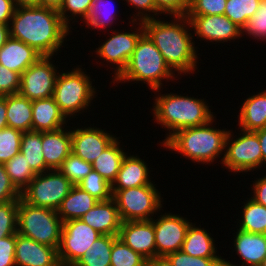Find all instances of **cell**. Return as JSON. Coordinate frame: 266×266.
Wrapping results in <instances>:
<instances>
[{
  "mask_svg": "<svg viewBox=\"0 0 266 266\" xmlns=\"http://www.w3.org/2000/svg\"><path fill=\"white\" fill-rule=\"evenodd\" d=\"M9 31L11 38L24 42L42 56H57L72 32L57 10L40 6L16 7Z\"/></svg>",
  "mask_w": 266,
  "mask_h": 266,
  "instance_id": "obj_1",
  "label": "cell"
},
{
  "mask_svg": "<svg viewBox=\"0 0 266 266\" xmlns=\"http://www.w3.org/2000/svg\"><path fill=\"white\" fill-rule=\"evenodd\" d=\"M173 18V19H172ZM160 17L143 21L144 32L178 77L193 74L198 68V48L186 15H173L170 22ZM191 31V32H190Z\"/></svg>",
  "mask_w": 266,
  "mask_h": 266,
  "instance_id": "obj_2",
  "label": "cell"
},
{
  "mask_svg": "<svg viewBox=\"0 0 266 266\" xmlns=\"http://www.w3.org/2000/svg\"><path fill=\"white\" fill-rule=\"evenodd\" d=\"M161 88L153 90L154 104L152 105L153 120L167 132L166 137L159 144H163L171 135L180 129L202 126L216 118L209 109L211 106L206 99H200L178 93L161 94Z\"/></svg>",
  "mask_w": 266,
  "mask_h": 266,
  "instance_id": "obj_3",
  "label": "cell"
},
{
  "mask_svg": "<svg viewBox=\"0 0 266 266\" xmlns=\"http://www.w3.org/2000/svg\"><path fill=\"white\" fill-rule=\"evenodd\" d=\"M214 122L215 118L202 126L180 129L160 146L169 149L171 153L178 152L186 160L188 158L196 164L210 165L218 160V157L221 158L222 164L229 130L216 128Z\"/></svg>",
  "mask_w": 266,
  "mask_h": 266,
  "instance_id": "obj_4",
  "label": "cell"
},
{
  "mask_svg": "<svg viewBox=\"0 0 266 266\" xmlns=\"http://www.w3.org/2000/svg\"><path fill=\"white\" fill-rule=\"evenodd\" d=\"M177 76L166 64L153 41L144 32L137 41L127 67L115 81L110 83L113 82V85L115 83H128L129 81L134 82V84L146 83L150 87L148 89L153 91L162 89L164 79H166V83L169 80H176Z\"/></svg>",
  "mask_w": 266,
  "mask_h": 266,
  "instance_id": "obj_5",
  "label": "cell"
},
{
  "mask_svg": "<svg viewBox=\"0 0 266 266\" xmlns=\"http://www.w3.org/2000/svg\"><path fill=\"white\" fill-rule=\"evenodd\" d=\"M80 66H74L65 72L61 70L55 83L54 100L68 120L74 116L76 118L84 113V110L89 109L99 91L95 89V85H92L90 74L88 76Z\"/></svg>",
  "mask_w": 266,
  "mask_h": 266,
  "instance_id": "obj_6",
  "label": "cell"
},
{
  "mask_svg": "<svg viewBox=\"0 0 266 266\" xmlns=\"http://www.w3.org/2000/svg\"><path fill=\"white\" fill-rule=\"evenodd\" d=\"M63 221L57 210L42 208L25 202L18 203L17 233L38 243L52 246L58 250Z\"/></svg>",
  "mask_w": 266,
  "mask_h": 266,
  "instance_id": "obj_7",
  "label": "cell"
},
{
  "mask_svg": "<svg viewBox=\"0 0 266 266\" xmlns=\"http://www.w3.org/2000/svg\"><path fill=\"white\" fill-rule=\"evenodd\" d=\"M156 187L152 182L146 186L112 190L122 222L152 220L156 217L154 214L163 210L164 200Z\"/></svg>",
  "mask_w": 266,
  "mask_h": 266,
  "instance_id": "obj_8",
  "label": "cell"
},
{
  "mask_svg": "<svg viewBox=\"0 0 266 266\" xmlns=\"http://www.w3.org/2000/svg\"><path fill=\"white\" fill-rule=\"evenodd\" d=\"M239 134L234 136L232 129H229L225 141V154L222 161V168H228L229 172L248 173L263 168V154L260 141L255 131L240 129ZM234 136V137H233Z\"/></svg>",
  "mask_w": 266,
  "mask_h": 266,
  "instance_id": "obj_9",
  "label": "cell"
},
{
  "mask_svg": "<svg viewBox=\"0 0 266 266\" xmlns=\"http://www.w3.org/2000/svg\"><path fill=\"white\" fill-rule=\"evenodd\" d=\"M129 23L130 25L132 24L131 26L134 30L131 27V30H128L127 32L126 30H115L113 27L111 35L109 34L108 36L110 38H106L107 40L102 42L95 51L98 58L107 62L104 65L108 67L109 64V68L111 67L110 65L114 67L112 68L114 69V75L112 74L113 81H115L127 67V64L135 50L137 41L144 33V26L142 22L129 21ZM137 25L139 26L136 28Z\"/></svg>",
  "mask_w": 266,
  "mask_h": 266,
  "instance_id": "obj_10",
  "label": "cell"
},
{
  "mask_svg": "<svg viewBox=\"0 0 266 266\" xmlns=\"http://www.w3.org/2000/svg\"><path fill=\"white\" fill-rule=\"evenodd\" d=\"M74 185L57 169L36 174L21 192V198L34 206L57 210Z\"/></svg>",
  "mask_w": 266,
  "mask_h": 266,
  "instance_id": "obj_11",
  "label": "cell"
},
{
  "mask_svg": "<svg viewBox=\"0 0 266 266\" xmlns=\"http://www.w3.org/2000/svg\"><path fill=\"white\" fill-rule=\"evenodd\" d=\"M41 56L34 64L28 67L20 79L19 94L30 101L53 96L55 83L59 74L58 65L52 58ZM52 60V61H51Z\"/></svg>",
  "mask_w": 266,
  "mask_h": 266,
  "instance_id": "obj_12",
  "label": "cell"
},
{
  "mask_svg": "<svg viewBox=\"0 0 266 266\" xmlns=\"http://www.w3.org/2000/svg\"><path fill=\"white\" fill-rule=\"evenodd\" d=\"M100 236L101 234L80 219L63 222L58 248L60 265L73 266Z\"/></svg>",
  "mask_w": 266,
  "mask_h": 266,
  "instance_id": "obj_13",
  "label": "cell"
},
{
  "mask_svg": "<svg viewBox=\"0 0 266 266\" xmlns=\"http://www.w3.org/2000/svg\"><path fill=\"white\" fill-rule=\"evenodd\" d=\"M155 229L156 257L181 250L188 227L192 222L180 214L163 213L151 220Z\"/></svg>",
  "mask_w": 266,
  "mask_h": 266,
  "instance_id": "obj_14",
  "label": "cell"
},
{
  "mask_svg": "<svg viewBox=\"0 0 266 266\" xmlns=\"http://www.w3.org/2000/svg\"><path fill=\"white\" fill-rule=\"evenodd\" d=\"M197 39L212 44L238 40L242 29L225 15H186ZM238 38V39H236ZM216 42V43H214Z\"/></svg>",
  "mask_w": 266,
  "mask_h": 266,
  "instance_id": "obj_15",
  "label": "cell"
},
{
  "mask_svg": "<svg viewBox=\"0 0 266 266\" xmlns=\"http://www.w3.org/2000/svg\"><path fill=\"white\" fill-rule=\"evenodd\" d=\"M72 153L86 162L92 163L117 138L105 129L93 125L71 127ZM105 130V131H104Z\"/></svg>",
  "mask_w": 266,
  "mask_h": 266,
  "instance_id": "obj_16",
  "label": "cell"
},
{
  "mask_svg": "<svg viewBox=\"0 0 266 266\" xmlns=\"http://www.w3.org/2000/svg\"><path fill=\"white\" fill-rule=\"evenodd\" d=\"M118 237L146 260L156 258L155 229L153 222H122Z\"/></svg>",
  "mask_w": 266,
  "mask_h": 266,
  "instance_id": "obj_17",
  "label": "cell"
},
{
  "mask_svg": "<svg viewBox=\"0 0 266 266\" xmlns=\"http://www.w3.org/2000/svg\"><path fill=\"white\" fill-rule=\"evenodd\" d=\"M16 266H61L58 250L52 246L38 243L33 239L16 234Z\"/></svg>",
  "mask_w": 266,
  "mask_h": 266,
  "instance_id": "obj_18",
  "label": "cell"
},
{
  "mask_svg": "<svg viewBox=\"0 0 266 266\" xmlns=\"http://www.w3.org/2000/svg\"><path fill=\"white\" fill-rule=\"evenodd\" d=\"M101 235L118 236L122 220L113 198L99 201L80 219Z\"/></svg>",
  "mask_w": 266,
  "mask_h": 266,
  "instance_id": "obj_19",
  "label": "cell"
},
{
  "mask_svg": "<svg viewBox=\"0 0 266 266\" xmlns=\"http://www.w3.org/2000/svg\"><path fill=\"white\" fill-rule=\"evenodd\" d=\"M67 128L66 125L58 130L42 132V152L50 170L58 169L72 152L71 129Z\"/></svg>",
  "mask_w": 266,
  "mask_h": 266,
  "instance_id": "obj_20",
  "label": "cell"
},
{
  "mask_svg": "<svg viewBox=\"0 0 266 266\" xmlns=\"http://www.w3.org/2000/svg\"><path fill=\"white\" fill-rule=\"evenodd\" d=\"M233 237L236 254L242 259L239 266H260L266 257V234H255L237 229Z\"/></svg>",
  "mask_w": 266,
  "mask_h": 266,
  "instance_id": "obj_21",
  "label": "cell"
},
{
  "mask_svg": "<svg viewBox=\"0 0 266 266\" xmlns=\"http://www.w3.org/2000/svg\"><path fill=\"white\" fill-rule=\"evenodd\" d=\"M124 157L112 190L129 189L138 186L150 185L152 182L148 164L137 154Z\"/></svg>",
  "mask_w": 266,
  "mask_h": 266,
  "instance_id": "obj_22",
  "label": "cell"
},
{
  "mask_svg": "<svg viewBox=\"0 0 266 266\" xmlns=\"http://www.w3.org/2000/svg\"><path fill=\"white\" fill-rule=\"evenodd\" d=\"M41 56L34 48L10 37L0 49V64L21 75Z\"/></svg>",
  "mask_w": 266,
  "mask_h": 266,
  "instance_id": "obj_23",
  "label": "cell"
},
{
  "mask_svg": "<svg viewBox=\"0 0 266 266\" xmlns=\"http://www.w3.org/2000/svg\"><path fill=\"white\" fill-rule=\"evenodd\" d=\"M68 121L53 96L32 101V131L58 130L65 127Z\"/></svg>",
  "mask_w": 266,
  "mask_h": 266,
  "instance_id": "obj_24",
  "label": "cell"
},
{
  "mask_svg": "<svg viewBox=\"0 0 266 266\" xmlns=\"http://www.w3.org/2000/svg\"><path fill=\"white\" fill-rule=\"evenodd\" d=\"M239 110L238 130L257 131L266 127V90L244 99Z\"/></svg>",
  "mask_w": 266,
  "mask_h": 266,
  "instance_id": "obj_25",
  "label": "cell"
},
{
  "mask_svg": "<svg viewBox=\"0 0 266 266\" xmlns=\"http://www.w3.org/2000/svg\"><path fill=\"white\" fill-rule=\"evenodd\" d=\"M99 200L74 185L68 195L62 200L57 214L63 222L81 219Z\"/></svg>",
  "mask_w": 266,
  "mask_h": 266,
  "instance_id": "obj_26",
  "label": "cell"
},
{
  "mask_svg": "<svg viewBox=\"0 0 266 266\" xmlns=\"http://www.w3.org/2000/svg\"><path fill=\"white\" fill-rule=\"evenodd\" d=\"M181 250L195 257H221L215 246V239L207 232V229L191 223L188 227ZM218 254V255H217Z\"/></svg>",
  "mask_w": 266,
  "mask_h": 266,
  "instance_id": "obj_27",
  "label": "cell"
},
{
  "mask_svg": "<svg viewBox=\"0 0 266 266\" xmlns=\"http://www.w3.org/2000/svg\"><path fill=\"white\" fill-rule=\"evenodd\" d=\"M120 137L116 138L99 156L92 162L93 170L100 174L111 185L116 180L122 161L126 154L125 148L120 145Z\"/></svg>",
  "mask_w": 266,
  "mask_h": 266,
  "instance_id": "obj_28",
  "label": "cell"
},
{
  "mask_svg": "<svg viewBox=\"0 0 266 266\" xmlns=\"http://www.w3.org/2000/svg\"><path fill=\"white\" fill-rule=\"evenodd\" d=\"M7 125L21 132L32 131V101L18 94L6 95Z\"/></svg>",
  "mask_w": 266,
  "mask_h": 266,
  "instance_id": "obj_29",
  "label": "cell"
},
{
  "mask_svg": "<svg viewBox=\"0 0 266 266\" xmlns=\"http://www.w3.org/2000/svg\"><path fill=\"white\" fill-rule=\"evenodd\" d=\"M242 206L241 219H236L239 230L255 234H266V206L251 197ZM239 223V224H238Z\"/></svg>",
  "mask_w": 266,
  "mask_h": 266,
  "instance_id": "obj_30",
  "label": "cell"
},
{
  "mask_svg": "<svg viewBox=\"0 0 266 266\" xmlns=\"http://www.w3.org/2000/svg\"><path fill=\"white\" fill-rule=\"evenodd\" d=\"M20 151L25 156L26 161L35 174L50 170L46 166L42 152V132H23Z\"/></svg>",
  "mask_w": 266,
  "mask_h": 266,
  "instance_id": "obj_31",
  "label": "cell"
},
{
  "mask_svg": "<svg viewBox=\"0 0 266 266\" xmlns=\"http://www.w3.org/2000/svg\"><path fill=\"white\" fill-rule=\"evenodd\" d=\"M118 236L101 235L73 266H111L113 242Z\"/></svg>",
  "mask_w": 266,
  "mask_h": 266,
  "instance_id": "obj_32",
  "label": "cell"
},
{
  "mask_svg": "<svg viewBox=\"0 0 266 266\" xmlns=\"http://www.w3.org/2000/svg\"><path fill=\"white\" fill-rule=\"evenodd\" d=\"M112 1L113 0H93L89 15L84 21L88 29H102L103 31L106 29L107 32L108 30H113V24H116L115 21L119 20L116 18L119 17V13H117L118 11L114 8L115 4H113Z\"/></svg>",
  "mask_w": 266,
  "mask_h": 266,
  "instance_id": "obj_33",
  "label": "cell"
},
{
  "mask_svg": "<svg viewBox=\"0 0 266 266\" xmlns=\"http://www.w3.org/2000/svg\"><path fill=\"white\" fill-rule=\"evenodd\" d=\"M3 165L12 184L20 193L36 176L21 151Z\"/></svg>",
  "mask_w": 266,
  "mask_h": 266,
  "instance_id": "obj_34",
  "label": "cell"
},
{
  "mask_svg": "<svg viewBox=\"0 0 266 266\" xmlns=\"http://www.w3.org/2000/svg\"><path fill=\"white\" fill-rule=\"evenodd\" d=\"M260 0H227L224 15L241 29L255 14Z\"/></svg>",
  "mask_w": 266,
  "mask_h": 266,
  "instance_id": "obj_35",
  "label": "cell"
},
{
  "mask_svg": "<svg viewBox=\"0 0 266 266\" xmlns=\"http://www.w3.org/2000/svg\"><path fill=\"white\" fill-rule=\"evenodd\" d=\"M57 170L73 185H78L91 171H93V167L92 163L86 162L71 152Z\"/></svg>",
  "mask_w": 266,
  "mask_h": 266,
  "instance_id": "obj_36",
  "label": "cell"
},
{
  "mask_svg": "<svg viewBox=\"0 0 266 266\" xmlns=\"http://www.w3.org/2000/svg\"><path fill=\"white\" fill-rule=\"evenodd\" d=\"M111 266H145L146 259L127 246L119 237L113 242Z\"/></svg>",
  "mask_w": 266,
  "mask_h": 266,
  "instance_id": "obj_37",
  "label": "cell"
},
{
  "mask_svg": "<svg viewBox=\"0 0 266 266\" xmlns=\"http://www.w3.org/2000/svg\"><path fill=\"white\" fill-rule=\"evenodd\" d=\"M92 3L93 0H63L58 13L62 21L71 29V24L78 22L76 20L82 18L81 21L84 22L87 19Z\"/></svg>",
  "mask_w": 266,
  "mask_h": 266,
  "instance_id": "obj_38",
  "label": "cell"
},
{
  "mask_svg": "<svg viewBox=\"0 0 266 266\" xmlns=\"http://www.w3.org/2000/svg\"><path fill=\"white\" fill-rule=\"evenodd\" d=\"M99 201L112 198V185L96 171H91L78 185Z\"/></svg>",
  "mask_w": 266,
  "mask_h": 266,
  "instance_id": "obj_39",
  "label": "cell"
},
{
  "mask_svg": "<svg viewBox=\"0 0 266 266\" xmlns=\"http://www.w3.org/2000/svg\"><path fill=\"white\" fill-rule=\"evenodd\" d=\"M23 132L11 127L0 131V163L5 164L20 152Z\"/></svg>",
  "mask_w": 266,
  "mask_h": 266,
  "instance_id": "obj_40",
  "label": "cell"
},
{
  "mask_svg": "<svg viewBox=\"0 0 266 266\" xmlns=\"http://www.w3.org/2000/svg\"><path fill=\"white\" fill-rule=\"evenodd\" d=\"M248 34V35H247ZM251 37L257 41L266 40V0H260L259 6L242 28V36Z\"/></svg>",
  "mask_w": 266,
  "mask_h": 266,
  "instance_id": "obj_41",
  "label": "cell"
},
{
  "mask_svg": "<svg viewBox=\"0 0 266 266\" xmlns=\"http://www.w3.org/2000/svg\"><path fill=\"white\" fill-rule=\"evenodd\" d=\"M19 200L0 203V239L17 234Z\"/></svg>",
  "mask_w": 266,
  "mask_h": 266,
  "instance_id": "obj_42",
  "label": "cell"
},
{
  "mask_svg": "<svg viewBox=\"0 0 266 266\" xmlns=\"http://www.w3.org/2000/svg\"><path fill=\"white\" fill-rule=\"evenodd\" d=\"M171 266H223L222 257H195L182 250L165 257Z\"/></svg>",
  "mask_w": 266,
  "mask_h": 266,
  "instance_id": "obj_43",
  "label": "cell"
},
{
  "mask_svg": "<svg viewBox=\"0 0 266 266\" xmlns=\"http://www.w3.org/2000/svg\"><path fill=\"white\" fill-rule=\"evenodd\" d=\"M227 0H189L186 15H224Z\"/></svg>",
  "mask_w": 266,
  "mask_h": 266,
  "instance_id": "obj_44",
  "label": "cell"
},
{
  "mask_svg": "<svg viewBox=\"0 0 266 266\" xmlns=\"http://www.w3.org/2000/svg\"><path fill=\"white\" fill-rule=\"evenodd\" d=\"M124 1V0H122ZM126 3L136 9L135 15L132 14L131 21L143 22L145 20L158 18L161 13L156 9L154 0H125Z\"/></svg>",
  "mask_w": 266,
  "mask_h": 266,
  "instance_id": "obj_45",
  "label": "cell"
},
{
  "mask_svg": "<svg viewBox=\"0 0 266 266\" xmlns=\"http://www.w3.org/2000/svg\"><path fill=\"white\" fill-rule=\"evenodd\" d=\"M21 75L0 64V96L18 94Z\"/></svg>",
  "mask_w": 266,
  "mask_h": 266,
  "instance_id": "obj_46",
  "label": "cell"
},
{
  "mask_svg": "<svg viewBox=\"0 0 266 266\" xmlns=\"http://www.w3.org/2000/svg\"><path fill=\"white\" fill-rule=\"evenodd\" d=\"M156 9L165 17L186 15L189 9V0H154Z\"/></svg>",
  "mask_w": 266,
  "mask_h": 266,
  "instance_id": "obj_47",
  "label": "cell"
},
{
  "mask_svg": "<svg viewBox=\"0 0 266 266\" xmlns=\"http://www.w3.org/2000/svg\"><path fill=\"white\" fill-rule=\"evenodd\" d=\"M21 193L12 184L4 165L0 163V203L19 200Z\"/></svg>",
  "mask_w": 266,
  "mask_h": 266,
  "instance_id": "obj_48",
  "label": "cell"
},
{
  "mask_svg": "<svg viewBox=\"0 0 266 266\" xmlns=\"http://www.w3.org/2000/svg\"><path fill=\"white\" fill-rule=\"evenodd\" d=\"M16 234L0 239V266L15 265Z\"/></svg>",
  "mask_w": 266,
  "mask_h": 266,
  "instance_id": "obj_49",
  "label": "cell"
},
{
  "mask_svg": "<svg viewBox=\"0 0 266 266\" xmlns=\"http://www.w3.org/2000/svg\"><path fill=\"white\" fill-rule=\"evenodd\" d=\"M257 178L256 180L252 181V196L250 197L255 200L256 202L266 206V175Z\"/></svg>",
  "mask_w": 266,
  "mask_h": 266,
  "instance_id": "obj_50",
  "label": "cell"
},
{
  "mask_svg": "<svg viewBox=\"0 0 266 266\" xmlns=\"http://www.w3.org/2000/svg\"><path fill=\"white\" fill-rule=\"evenodd\" d=\"M13 0H0V22L9 24L15 11Z\"/></svg>",
  "mask_w": 266,
  "mask_h": 266,
  "instance_id": "obj_51",
  "label": "cell"
},
{
  "mask_svg": "<svg viewBox=\"0 0 266 266\" xmlns=\"http://www.w3.org/2000/svg\"><path fill=\"white\" fill-rule=\"evenodd\" d=\"M7 108H6V95L0 96V131L3 130L7 125Z\"/></svg>",
  "mask_w": 266,
  "mask_h": 266,
  "instance_id": "obj_52",
  "label": "cell"
},
{
  "mask_svg": "<svg viewBox=\"0 0 266 266\" xmlns=\"http://www.w3.org/2000/svg\"><path fill=\"white\" fill-rule=\"evenodd\" d=\"M260 141L261 151L263 154V165L266 163V127L255 131Z\"/></svg>",
  "mask_w": 266,
  "mask_h": 266,
  "instance_id": "obj_53",
  "label": "cell"
},
{
  "mask_svg": "<svg viewBox=\"0 0 266 266\" xmlns=\"http://www.w3.org/2000/svg\"><path fill=\"white\" fill-rule=\"evenodd\" d=\"M10 38L9 24L0 22V49L4 46Z\"/></svg>",
  "mask_w": 266,
  "mask_h": 266,
  "instance_id": "obj_54",
  "label": "cell"
},
{
  "mask_svg": "<svg viewBox=\"0 0 266 266\" xmlns=\"http://www.w3.org/2000/svg\"><path fill=\"white\" fill-rule=\"evenodd\" d=\"M63 3V0H39L40 7L51 8L59 11Z\"/></svg>",
  "mask_w": 266,
  "mask_h": 266,
  "instance_id": "obj_55",
  "label": "cell"
},
{
  "mask_svg": "<svg viewBox=\"0 0 266 266\" xmlns=\"http://www.w3.org/2000/svg\"><path fill=\"white\" fill-rule=\"evenodd\" d=\"M145 266H171L165 257H156L146 260Z\"/></svg>",
  "mask_w": 266,
  "mask_h": 266,
  "instance_id": "obj_56",
  "label": "cell"
},
{
  "mask_svg": "<svg viewBox=\"0 0 266 266\" xmlns=\"http://www.w3.org/2000/svg\"><path fill=\"white\" fill-rule=\"evenodd\" d=\"M16 7L39 6V0H13Z\"/></svg>",
  "mask_w": 266,
  "mask_h": 266,
  "instance_id": "obj_57",
  "label": "cell"
},
{
  "mask_svg": "<svg viewBox=\"0 0 266 266\" xmlns=\"http://www.w3.org/2000/svg\"><path fill=\"white\" fill-rule=\"evenodd\" d=\"M223 266H238V264L235 265L232 261H227L225 258H223Z\"/></svg>",
  "mask_w": 266,
  "mask_h": 266,
  "instance_id": "obj_58",
  "label": "cell"
},
{
  "mask_svg": "<svg viewBox=\"0 0 266 266\" xmlns=\"http://www.w3.org/2000/svg\"><path fill=\"white\" fill-rule=\"evenodd\" d=\"M260 266H266V257L264 258Z\"/></svg>",
  "mask_w": 266,
  "mask_h": 266,
  "instance_id": "obj_59",
  "label": "cell"
}]
</instances>
